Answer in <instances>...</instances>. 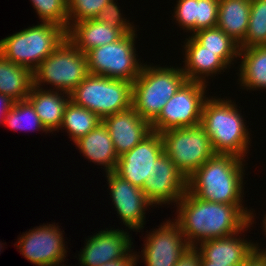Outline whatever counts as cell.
Wrapping results in <instances>:
<instances>
[{"label": "cell", "mask_w": 266, "mask_h": 266, "mask_svg": "<svg viewBox=\"0 0 266 266\" xmlns=\"http://www.w3.org/2000/svg\"><path fill=\"white\" fill-rule=\"evenodd\" d=\"M244 204H223L202 200L185 192L177 202L174 220L180 227L187 244L197 247L201 242L224 238L240 232L254 223V212Z\"/></svg>", "instance_id": "obj_1"}, {"label": "cell", "mask_w": 266, "mask_h": 266, "mask_svg": "<svg viewBox=\"0 0 266 266\" xmlns=\"http://www.w3.org/2000/svg\"><path fill=\"white\" fill-rule=\"evenodd\" d=\"M244 162L231 154H214L187 178V191L209 202L244 203Z\"/></svg>", "instance_id": "obj_2"}, {"label": "cell", "mask_w": 266, "mask_h": 266, "mask_svg": "<svg viewBox=\"0 0 266 266\" xmlns=\"http://www.w3.org/2000/svg\"><path fill=\"white\" fill-rule=\"evenodd\" d=\"M235 103L231 99L209 97L203 106L200 125L210 137L215 154L244 159L250 151V132Z\"/></svg>", "instance_id": "obj_3"}, {"label": "cell", "mask_w": 266, "mask_h": 266, "mask_svg": "<svg viewBox=\"0 0 266 266\" xmlns=\"http://www.w3.org/2000/svg\"><path fill=\"white\" fill-rule=\"evenodd\" d=\"M187 81L181 66L161 67L144 63L132 86V108L150 124L168 100Z\"/></svg>", "instance_id": "obj_4"}, {"label": "cell", "mask_w": 266, "mask_h": 266, "mask_svg": "<svg viewBox=\"0 0 266 266\" xmlns=\"http://www.w3.org/2000/svg\"><path fill=\"white\" fill-rule=\"evenodd\" d=\"M65 38L63 27L41 22L1 39L0 53L7 60L33 72Z\"/></svg>", "instance_id": "obj_5"}, {"label": "cell", "mask_w": 266, "mask_h": 266, "mask_svg": "<svg viewBox=\"0 0 266 266\" xmlns=\"http://www.w3.org/2000/svg\"><path fill=\"white\" fill-rule=\"evenodd\" d=\"M133 83L89 74L70 93V100L101 119L132 107Z\"/></svg>", "instance_id": "obj_6"}, {"label": "cell", "mask_w": 266, "mask_h": 266, "mask_svg": "<svg viewBox=\"0 0 266 266\" xmlns=\"http://www.w3.org/2000/svg\"><path fill=\"white\" fill-rule=\"evenodd\" d=\"M88 75L86 54L66 37L33 71V85L43 89L46 83L54 86L48 90L70 94Z\"/></svg>", "instance_id": "obj_7"}, {"label": "cell", "mask_w": 266, "mask_h": 266, "mask_svg": "<svg viewBox=\"0 0 266 266\" xmlns=\"http://www.w3.org/2000/svg\"><path fill=\"white\" fill-rule=\"evenodd\" d=\"M136 31L125 34L116 42L105 44L86 54L89 74L134 82L144 64L137 59Z\"/></svg>", "instance_id": "obj_8"}, {"label": "cell", "mask_w": 266, "mask_h": 266, "mask_svg": "<svg viewBox=\"0 0 266 266\" xmlns=\"http://www.w3.org/2000/svg\"><path fill=\"white\" fill-rule=\"evenodd\" d=\"M160 135L164 153L186 178L215 154L211 139L200 124L171 129Z\"/></svg>", "instance_id": "obj_9"}, {"label": "cell", "mask_w": 266, "mask_h": 266, "mask_svg": "<svg viewBox=\"0 0 266 266\" xmlns=\"http://www.w3.org/2000/svg\"><path fill=\"white\" fill-rule=\"evenodd\" d=\"M207 85L187 80L151 123L152 131L163 133L171 129L199 125L204 103L209 98L205 95Z\"/></svg>", "instance_id": "obj_10"}, {"label": "cell", "mask_w": 266, "mask_h": 266, "mask_svg": "<svg viewBox=\"0 0 266 266\" xmlns=\"http://www.w3.org/2000/svg\"><path fill=\"white\" fill-rule=\"evenodd\" d=\"M59 227L55 223L43 224L25 232L16 243L20 254L36 266H56L65 262L67 246L64 231Z\"/></svg>", "instance_id": "obj_11"}, {"label": "cell", "mask_w": 266, "mask_h": 266, "mask_svg": "<svg viewBox=\"0 0 266 266\" xmlns=\"http://www.w3.org/2000/svg\"><path fill=\"white\" fill-rule=\"evenodd\" d=\"M159 226L158 229L146 234L145 244L141 250L142 256L137 253L136 258L143 259L146 266H175L190 246L175 221L167 220Z\"/></svg>", "instance_id": "obj_12"}, {"label": "cell", "mask_w": 266, "mask_h": 266, "mask_svg": "<svg viewBox=\"0 0 266 266\" xmlns=\"http://www.w3.org/2000/svg\"><path fill=\"white\" fill-rule=\"evenodd\" d=\"M107 178L110 197L112 198L113 208L117 211L121 222L133 230V232L144 228L145 214L154 205L145 197L142 189L133 186L124 180L114 171L105 174Z\"/></svg>", "instance_id": "obj_13"}, {"label": "cell", "mask_w": 266, "mask_h": 266, "mask_svg": "<svg viewBox=\"0 0 266 266\" xmlns=\"http://www.w3.org/2000/svg\"><path fill=\"white\" fill-rule=\"evenodd\" d=\"M164 152L160 133L152 131L139 144L118 158L114 172L133 186L143 189L154 170V162Z\"/></svg>", "instance_id": "obj_14"}, {"label": "cell", "mask_w": 266, "mask_h": 266, "mask_svg": "<svg viewBox=\"0 0 266 266\" xmlns=\"http://www.w3.org/2000/svg\"><path fill=\"white\" fill-rule=\"evenodd\" d=\"M142 190L155 207L170 203L175 205L187 191V178L163 152L154 162V170Z\"/></svg>", "instance_id": "obj_15"}, {"label": "cell", "mask_w": 266, "mask_h": 266, "mask_svg": "<svg viewBox=\"0 0 266 266\" xmlns=\"http://www.w3.org/2000/svg\"><path fill=\"white\" fill-rule=\"evenodd\" d=\"M91 235L78 253L80 266H101L125 258L133 251L131 235L123 229L106 228Z\"/></svg>", "instance_id": "obj_16"}, {"label": "cell", "mask_w": 266, "mask_h": 266, "mask_svg": "<svg viewBox=\"0 0 266 266\" xmlns=\"http://www.w3.org/2000/svg\"><path fill=\"white\" fill-rule=\"evenodd\" d=\"M118 157L130 151L151 132V124L132 107L102 119Z\"/></svg>", "instance_id": "obj_17"}, {"label": "cell", "mask_w": 266, "mask_h": 266, "mask_svg": "<svg viewBox=\"0 0 266 266\" xmlns=\"http://www.w3.org/2000/svg\"><path fill=\"white\" fill-rule=\"evenodd\" d=\"M249 227H251L250 224L228 237L203 241L196 248L207 261L213 264L240 266L254 250V242L250 240L248 242L240 237L242 232L247 231Z\"/></svg>", "instance_id": "obj_18"}, {"label": "cell", "mask_w": 266, "mask_h": 266, "mask_svg": "<svg viewBox=\"0 0 266 266\" xmlns=\"http://www.w3.org/2000/svg\"><path fill=\"white\" fill-rule=\"evenodd\" d=\"M135 29H117L95 19L73 23L66 31L67 39L83 53L110 44Z\"/></svg>", "instance_id": "obj_19"}, {"label": "cell", "mask_w": 266, "mask_h": 266, "mask_svg": "<svg viewBox=\"0 0 266 266\" xmlns=\"http://www.w3.org/2000/svg\"><path fill=\"white\" fill-rule=\"evenodd\" d=\"M184 67H181L188 81H197L209 83L206 77H212L228 69V66L216 55V52L204 50L202 46L192 35L185 38L183 45ZM225 69V70H224ZM218 72V73H217Z\"/></svg>", "instance_id": "obj_20"}, {"label": "cell", "mask_w": 266, "mask_h": 266, "mask_svg": "<svg viewBox=\"0 0 266 266\" xmlns=\"http://www.w3.org/2000/svg\"><path fill=\"white\" fill-rule=\"evenodd\" d=\"M172 15L180 28L195 33L217 25L219 0H177Z\"/></svg>", "instance_id": "obj_21"}, {"label": "cell", "mask_w": 266, "mask_h": 266, "mask_svg": "<svg viewBox=\"0 0 266 266\" xmlns=\"http://www.w3.org/2000/svg\"><path fill=\"white\" fill-rule=\"evenodd\" d=\"M74 144L83 156L97 165H102L105 173L114 171L117 166L118 155L112 143L107 127L101 122Z\"/></svg>", "instance_id": "obj_22"}, {"label": "cell", "mask_w": 266, "mask_h": 266, "mask_svg": "<svg viewBox=\"0 0 266 266\" xmlns=\"http://www.w3.org/2000/svg\"><path fill=\"white\" fill-rule=\"evenodd\" d=\"M27 100L34 107L47 131L49 133L58 132L63 121L65 107L70 101V94L63 91L42 89L33 85Z\"/></svg>", "instance_id": "obj_23"}, {"label": "cell", "mask_w": 266, "mask_h": 266, "mask_svg": "<svg viewBox=\"0 0 266 266\" xmlns=\"http://www.w3.org/2000/svg\"><path fill=\"white\" fill-rule=\"evenodd\" d=\"M251 0H219L217 27L240 45L247 34Z\"/></svg>", "instance_id": "obj_24"}, {"label": "cell", "mask_w": 266, "mask_h": 266, "mask_svg": "<svg viewBox=\"0 0 266 266\" xmlns=\"http://www.w3.org/2000/svg\"><path fill=\"white\" fill-rule=\"evenodd\" d=\"M238 84L243 90L266 89V45L240 48Z\"/></svg>", "instance_id": "obj_25"}, {"label": "cell", "mask_w": 266, "mask_h": 266, "mask_svg": "<svg viewBox=\"0 0 266 266\" xmlns=\"http://www.w3.org/2000/svg\"><path fill=\"white\" fill-rule=\"evenodd\" d=\"M33 86V72L7 60L0 53V93L14 102L27 100Z\"/></svg>", "instance_id": "obj_26"}, {"label": "cell", "mask_w": 266, "mask_h": 266, "mask_svg": "<svg viewBox=\"0 0 266 266\" xmlns=\"http://www.w3.org/2000/svg\"><path fill=\"white\" fill-rule=\"evenodd\" d=\"M192 36L204 46V50L216 52L229 68L239 57V45L217 26L198 30Z\"/></svg>", "instance_id": "obj_27"}, {"label": "cell", "mask_w": 266, "mask_h": 266, "mask_svg": "<svg viewBox=\"0 0 266 266\" xmlns=\"http://www.w3.org/2000/svg\"><path fill=\"white\" fill-rule=\"evenodd\" d=\"M101 122L102 119L98 115L70 100L65 107L59 130L66 129L70 140L75 142L96 128Z\"/></svg>", "instance_id": "obj_28"}, {"label": "cell", "mask_w": 266, "mask_h": 266, "mask_svg": "<svg viewBox=\"0 0 266 266\" xmlns=\"http://www.w3.org/2000/svg\"><path fill=\"white\" fill-rule=\"evenodd\" d=\"M5 126L18 130H36L49 133L40 121L34 107L28 100L14 102L4 119Z\"/></svg>", "instance_id": "obj_29"}, {"label": "cell", "mask_w": 266, "mask_h": 266, "mask_svg": "<svg viewBox=\"0 0 266 266\" xmlns=\"http://www.w3.org/2000/svg\"><path fill=\"white\" fill-rule=\"evenodd\" d=\"M266 45V0H251L248 31L239 48Z\"/></svg>", "instance_id": "obj_30"}, {"label": "cell", "mask_w": 266, "mask_h": 266, "mask_svg": "<svg viewBox=\"0 0 266 266\" xmlns=\"http://www.w3.org/2000/svg\"><path fill=\"white\" fill-rule=\"evenodd\" d=\"M41 20L68 30V0H30Z\"/></svg>", "instance_id": "obj_31"}, {"label": "cell", "mask_w": 266, "mask_h": 266, "mask_svg": "<svg viewBox=\"0 0 266 266\" xmlns=\"http://www.w3.org/2000/svg\"><path fill=\"white\" fill-rule=\"evenodd\" d=\"M111 0H68V28L76 22L94 19Z\"/></svg>", "instance_id": "obj_32"}, {"label": "cell", "mask_w": 266, "mask_h": 266, "mask_svg": "<svg viewBox=\"0 0 266 266\" xmlns=\"http://www.w3.org/2000/svg\"><path fill=\"white\" fill-rule=\"evenodd\" d=\"M122 14L115 0H111L94 19L117 29H136L132 22L129 23V19L122 17Z\"/></svg>", "instance_id": "obj_33"}, {"label": "cell", "mask_w": 266, "mask_h": 266, "mask_svg": "<svg viewBox=\"0 0 266 266\" xmlns=\"http://www.w3.org/2000/svg\"><path fill=\"white\" fill-rule=\"evenodd\" d=\"M175 266H201V253L196 247H188Z\"/></svg>", "instance_id": "obj_34"}, {"label": "cell", "mask_w": 266, "mask_h": 266, "mask_svg": "<svg viewBox=\"0 0 266 266\" xmlns=\"http://www.w3.org/2000/svg\"><path fill=\"white\" fill-rule=\"evenodd\" d=\"M240 266H266V257L262 252L253 250Z\"/></svg>", "instance_id": "obj_35"}, {"label": "cell", "mask_w": 266, "mask_h": 266, "mask_svg": "<svg viewBox=\"0 0 266 266\" xmlns=\"http://www.w3.org/2000/svg\"><path fill=\"white\" fill-rule=\"evenodd\" d=\"M131 251L125 258H121L119 260L106 263L101 266H137V263L139 262L136 258L137 252Z\"/></svg>", "instance_id": "obj_36"}, {"label": "cell", "mask_w": 266, "mask_h": 266, "mask_svg": "<svg viewBox=\"0 0 266 266\" xmlns=\"http://www.w3.org/2000/svg\"><path fill=\"white\" fill-rule=\"evenodd\" d=\"M13 104L14 101L12 99L0 93V124H4L5 116L7 115Z\"/></svg>", "instance_id": "obj_37"}, {"label": "cell", "mask_w": 266, "mask_h": 266, "mask_svg": "<svg viewBox=\"0 0 266 266\" xmlns=\"http://www.w3.org/2000/svg\"><path fill=\"white\" fill-rule=\"evenodd\" d=\"M201 266H226V265L213 264V262L207 261V260L201 255Z\"/></svg>", "instance_id": "obj_38"}, {"label": "cell", "mask_w": 266, "mask_h": 266, "mask_svg": "<svg viewBox=\"0 0 266 266\" xmlns=\"http://www.w3.org/2000/svg\"><path fill=\"white\" fill-rule=\"evenodd\" d=\"M254 250L262 252V254L266 257V248L265 249H260V246L258 245L257 242H256V244L254 243Z\"/></svg>", "instance_id": "obj_39"}, {"label": "cell", "mask_w": 266, "mask_h": 266, "mask_svg": "<svg viewBox=\"0 0 266 266\" xmlns=\"http://www.w3.org/2000/svg\"><path fill=\"white\" fill-rule=\"evenodd\" d=\"M264 220L262 221L263 222V231L265 232V234L264 235H266V214L264 215V218H263Z\"/></svg>", "instance_id": "obj_40"}]
</instances>
